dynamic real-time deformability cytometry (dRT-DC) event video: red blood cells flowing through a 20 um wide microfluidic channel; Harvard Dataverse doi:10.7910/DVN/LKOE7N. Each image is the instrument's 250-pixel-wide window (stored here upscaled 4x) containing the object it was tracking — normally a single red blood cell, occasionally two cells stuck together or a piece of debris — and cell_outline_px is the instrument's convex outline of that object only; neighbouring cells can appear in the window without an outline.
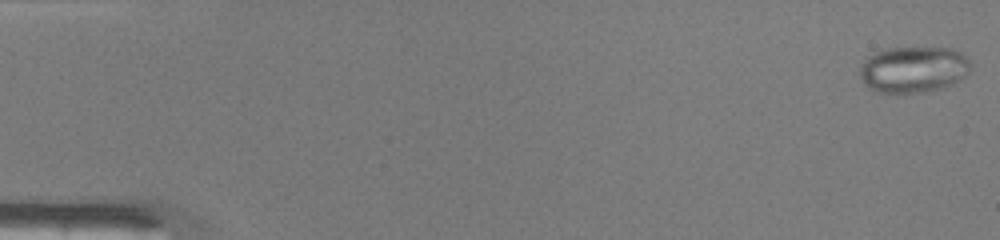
{"species": "common noctule bat (a hibernating species)", "species_latin": "Nyctalus noctula", "temperature_condition": "warm", "stored_images_in_passage": 48, "camera_frame_rate_fps": 3000, "um_per_image_px": 0.085, "animal": {"sex": "male", "body_mass_g": 19.0, "forearm_length_mm": 50.8}, "frame": {"image": 1, "passage_image": 1, "time_ms": 0.0, "image_size_px": [1000, 240], "cell_outline_px": [[968, 72], [964, 76], [952, 84], [940, 88], [924, 92], [876, 92], [864, 84], [860, 80], [860, 68], [864, 60], [868, 56], [884, 48], [952, 48], [960, 52], [968, 60]], "centroid_in_image_um": [77.59, 5.9], "position_along_channel_um": 7.4, "area_um2": 29.59}}
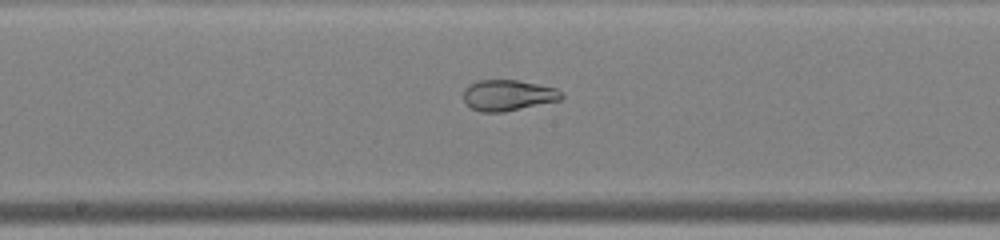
{"frame": {"image": 2, "passage_image": 26, "time_ms": 8.333, "image_size_px": [1000, 240], "cell_outline_px": [[564, 96], [560, 100], [504, 112], [480, 112], [472, 108], [464, 100], [464, 88], [468, 84], [480, 80], [516, 80], [556, 88]], "centroid_in_image_um": [43.16, 8.1], "position_along_channel_um": 205.0, "area_um2": 17.51}}
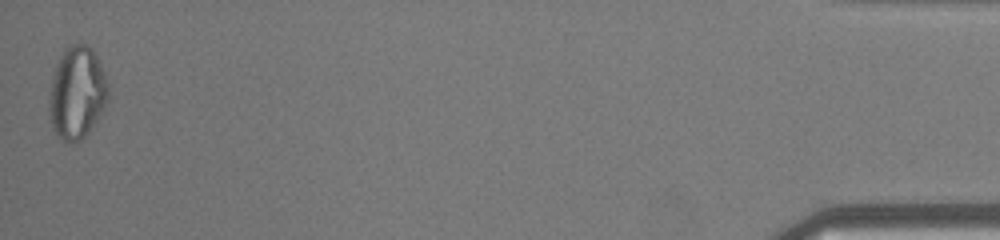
{"frame": {"image": 3, "passage_image": 48, "time_ms": 15.667, "image_size_px": [1000, 240], "cell_outline_px": [[108, 96], [104, 108], [88, 132], [80, 140], [72, 144], [64, 140], [56, 132], [52, 124], [48, 108], [48, 100], [52, 76], [56, 64], [64, 48], [72, 44], [84, 44], [92, 48], [104, 72], [108, 84]], "centroid_in_image_um": [6.53, 7.86], "position_along_channel_um": 428.7, "area_um2": 31.62}}